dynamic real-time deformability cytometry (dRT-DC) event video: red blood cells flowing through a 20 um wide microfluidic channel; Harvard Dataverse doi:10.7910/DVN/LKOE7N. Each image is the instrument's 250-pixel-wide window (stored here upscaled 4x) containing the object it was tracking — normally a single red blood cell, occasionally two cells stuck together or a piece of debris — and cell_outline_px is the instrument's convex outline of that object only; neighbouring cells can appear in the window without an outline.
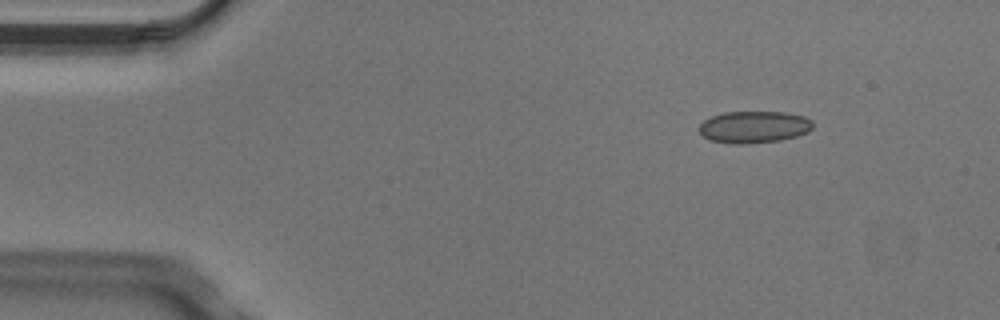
{"species": "Egyptian fruit bat (a non-hibernating species)", "species_latin": "Rousettus aegyptiacus", "temperature_condition": "cold", "stored_images_in_passage": 5, "camera_frame_rate_fps": 3000, "um_per_image_px": 0.085, "animal": {"sex": "male"}, "frame": {"image": 1, "passage_image": 2, "time_ms": 0.333, "image_size_px": [1000, 320], "cell_outline_px": [[812, 128], [808, 132], [796, 136], [780, 140], [744, 144], [732, 144], [708, 140], [700, 132], [700, 124], [704, 120], [712, 116], [724, 112], [788, 112], [804, 116], [812, 120]], "centroid_in_image_um": [64.09, 10.79], "position_along_channel_um": 20.9, "area_um2": 21.21}}